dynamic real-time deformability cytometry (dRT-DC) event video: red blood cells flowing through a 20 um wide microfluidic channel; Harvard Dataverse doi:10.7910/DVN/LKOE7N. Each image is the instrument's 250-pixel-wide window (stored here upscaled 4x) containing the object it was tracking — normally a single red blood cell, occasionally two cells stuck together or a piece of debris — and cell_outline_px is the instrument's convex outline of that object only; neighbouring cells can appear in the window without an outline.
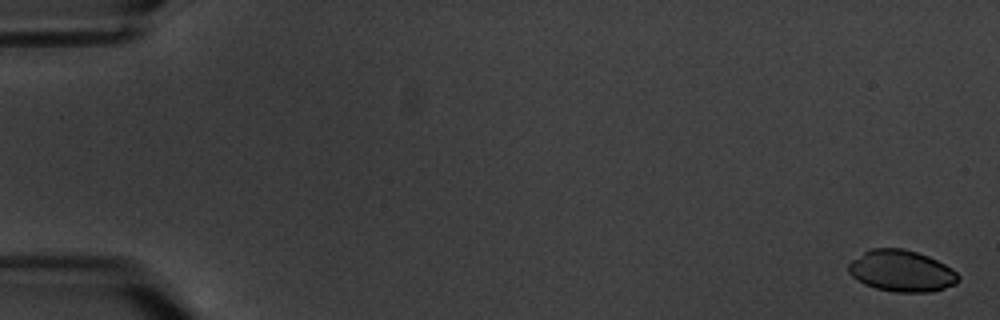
{"species": "common noctule bat (a hibernating species)", "species_latin": "Nyctalus noctula", "temperature_condition": "warm", "stored_images_in_passage": 7, "segment_of_instrument_passage": [1, 2], "camera_frame_rate_fps": 3000, "um_per_image_px": 0.085, "animal": {"sex": "male", "body_mass_g": 20.1, "forearm_length_mm": 53.5}, "frame": {"image": 1, "passage_image": 1, "time_ms": 0.0, "image_size_px": [1000, 320], "cell_outline_px": [[960, 280], [956, 284], [932, 292], [896, 292], [876, 288], [864, 284], [852, 276], [848, 272], [848, 264], [852, 260], [864, 252], [872, 248], [904, 248], [928, 256], [952, 268], [960, 276]], "centroid_in_image_um": [76.64, 23.03], "position_along_channel_um": 8.4, "area_um2": 26.53}}